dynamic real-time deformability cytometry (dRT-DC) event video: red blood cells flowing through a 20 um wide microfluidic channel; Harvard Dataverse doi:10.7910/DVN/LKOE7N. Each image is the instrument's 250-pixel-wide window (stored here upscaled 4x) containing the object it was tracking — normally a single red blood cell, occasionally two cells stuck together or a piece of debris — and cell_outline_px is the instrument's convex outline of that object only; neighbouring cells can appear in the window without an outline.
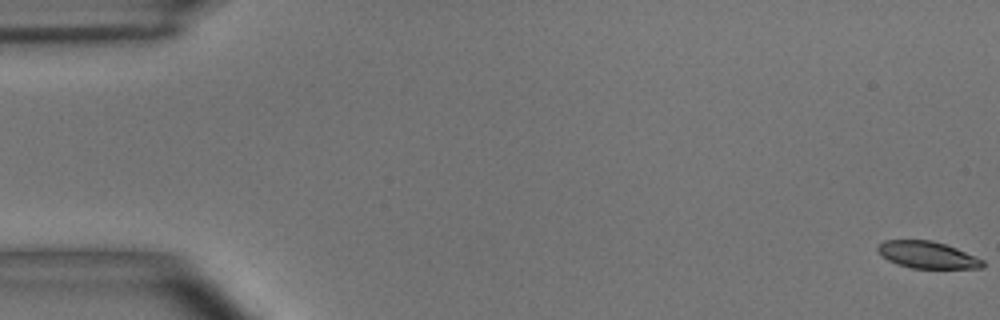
{"species": "common noctule bat (a hibernating species)", "species_latin": "Nyctalus noctula", "temperature_condition": "room temperature", "stored_images_in_passage": 55, "camera_frame_rate_fps": 3000, "um_per_image_px": 0.085, "animal": {"sex": "male", "body_mass_g": 15.6}, "frame": {"image": 1, "passage_image": 1, "time_ms": 0.0, "image_size_px": [1000, 320], "cell_outline_px": [[984, 268], [912, 268], [896, 264], [880, 256], [876, 252], [876, 244], [884, 240], [932, 240], [956, 248], [984, 260]], "centroid_in_image_um": [78.76, 21.66], "position_along_channel_um": 6.2, "area_um2": 16.65}}
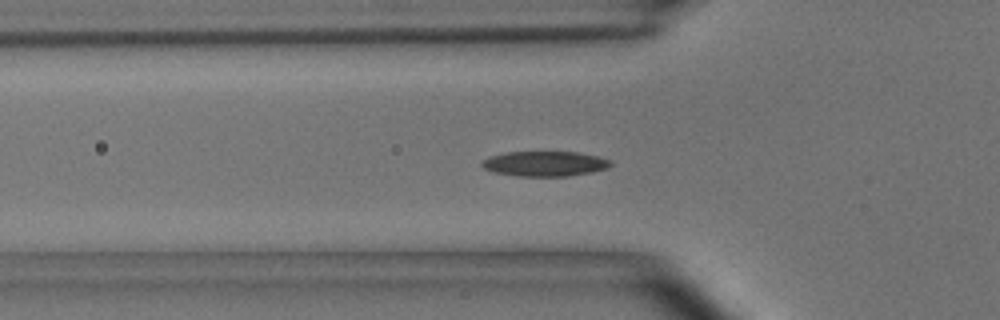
{"frame": {"image": 2, "passage_image": 19, "time_ms": 6.0, "image_size_px": [1000, 320], "cell_outline_px": [[612, 164], [608, 168], [592, 172], [568, 176], [516, 176], [492, 172], [484, 168], [480, 164], [480, 160], [488, 156], [508, 152], [576, 152], [600, 156], [612, 160]], "centroid_in_image_um": [46.29, 13.91], "position_along_channel_um": 79.5, "area_um2": 19.07}}
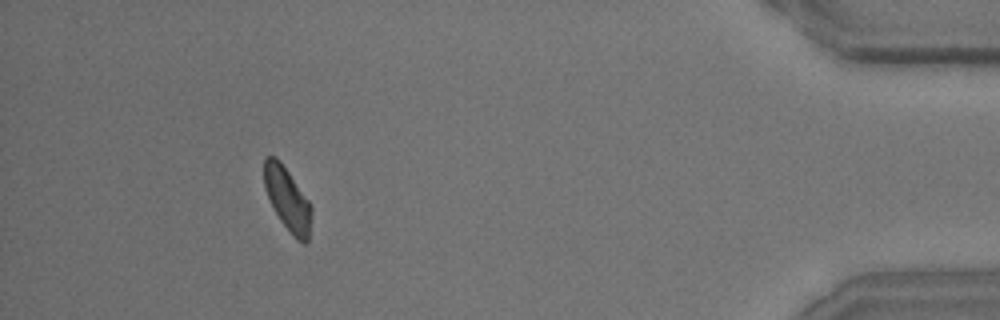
{"frame": {"image": 3, "passage_image": 51, "time_ms": 16.667, "image_size_px": [1000, 320], "cell_outline_px": [[312, 212], [308, 240], [304, 244], [292, 236], [280, 220], [264, 188], [264, 156], [276, 156], [280, 160], [312, 204]], "centroid_in_image_um": [24.45, 16.91], "position_along_channel_um": 410.8, "area_um2": 17.51}, "authors_computed_cell_mechanics": {"area_um2": 18.0914, "velocity_mm_per_s": 3.6534, "shape_relaxation_time_tau1_ms": 3.258, "shape_relaxation_time_tau2_ms": null, "deformation_change_tau1": 0.1129, "deformation_change_tau2": null}}